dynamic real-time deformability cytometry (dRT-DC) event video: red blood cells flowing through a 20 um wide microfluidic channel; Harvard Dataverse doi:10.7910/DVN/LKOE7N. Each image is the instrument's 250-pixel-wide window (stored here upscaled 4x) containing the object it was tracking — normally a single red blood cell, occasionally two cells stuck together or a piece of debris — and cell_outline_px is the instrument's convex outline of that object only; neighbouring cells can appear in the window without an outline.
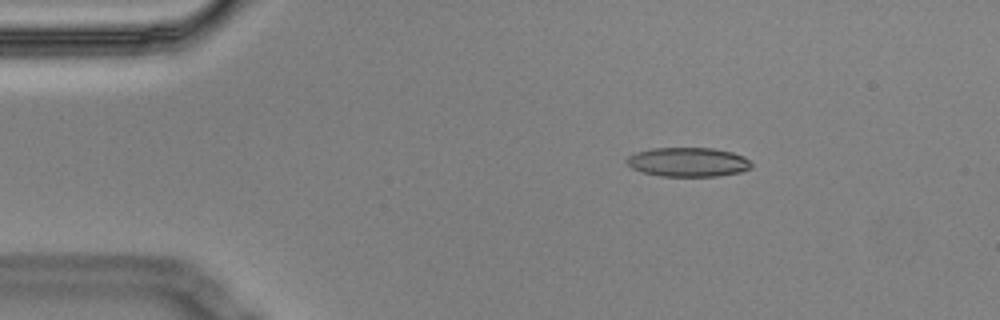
{"species": "Egyptian fruit bat (a non-hibernating species)", "species_latin": "Rousettus aegyptiacus", "temperature_condition": "cold", "stored_images_in_passage": 4, "camera_frame_rate_fps": 3000, "um_per_image_px": 0.085, "animal": {"sex": "male"}, "frame": {"image": 1, "passage_image": 2, "time_ms": 0.333, "image_size_px": [1000, 320], "cell_outline_px": [[752, 168], [740, 172], [720, 176], [660, 176], [644, 172], [632, 168], [624, 160], [628, 156], [636, 152], [652, 148], [712, 148], [732, 152], [744, 156], [752, 160]], "centroid_in_image_um": [58.52, 13.77], "position_along_channel_um": 26.5, "area_um2": 21.39}}